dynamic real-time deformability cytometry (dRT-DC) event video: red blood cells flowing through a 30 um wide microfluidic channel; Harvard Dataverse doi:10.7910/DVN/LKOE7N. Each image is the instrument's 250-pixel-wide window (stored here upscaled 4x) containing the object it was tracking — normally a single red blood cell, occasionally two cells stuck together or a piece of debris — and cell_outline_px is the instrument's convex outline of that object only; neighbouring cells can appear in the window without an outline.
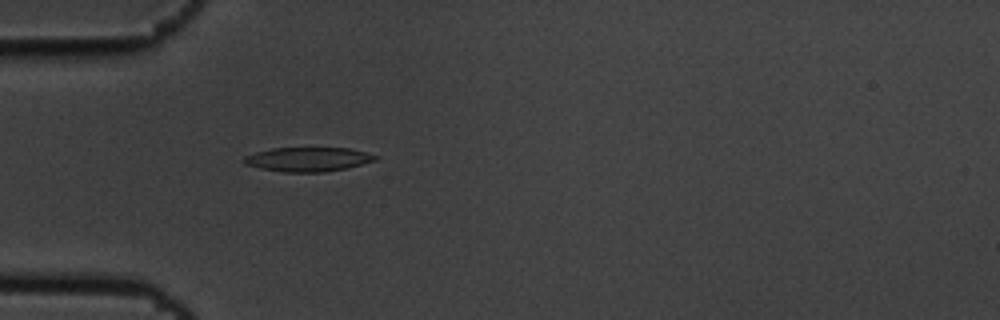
{"species": "common noctule bat (a hibernating species)", "species_latin": "Nyctalus noctula", "temperature_condition": "cold", "stored_images_in_passage": 5, "camera_frame_rate_fps": 3000, "um_per_image_px": 0.085, "animal": {"sex": "male", "body_mass_g": 19.5, "forearm_length_mm": 54.6}, "frame": {"image": 1, "passage_image": 5, "time_ms": 1.333, "image_size_px": [1000, 320], "cell_outline_px": [[380, 156], [376, 160], [348, 168], [324, 172], [284, 172], [260, 168], [244, 164], [240, 160], [244, 156], [256, 152], [272, 148], [348, 148]], "centroid_in_image_um": [26.15, 13.54], "position_along_channel_um": 58.8, "area_um2": 18.61}}